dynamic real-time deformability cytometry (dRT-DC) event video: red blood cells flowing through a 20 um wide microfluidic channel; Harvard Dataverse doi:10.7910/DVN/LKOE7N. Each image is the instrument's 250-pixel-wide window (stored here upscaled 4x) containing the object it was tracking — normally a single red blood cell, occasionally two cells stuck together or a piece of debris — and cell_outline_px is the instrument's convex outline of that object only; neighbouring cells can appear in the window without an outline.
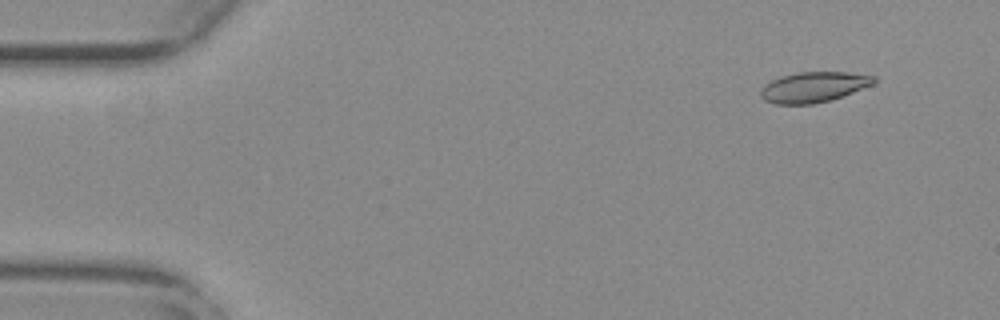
{"species": "common noctule bat (a hibernating species)", "species_latin": "Nyctalus noctula", "temperature_condition": "warm", "stored_images_in_passage": 55, "camera_frame_rate_fps": 3000, "um_per_image_px": 0.085, "animal": {"sex": "female", "body_mass_g": 29.2, "forearm_length_mm": 56.3}, "frame": {"image": 1, "passage_image": 5, "time_ms": 1.333, "image_size_px": [1000, 320], "cell_outline_px": [[876, 80], [872, 84], [852, 92], [828, 100], [812, 104], [776, 104], [764, 100], [760, 96], [760, 92], [764, 84], [780, 76], [796, 72], [848, 72], [876, 76]], "centroid_in_image_um": [69.11, 7.39], "position_along_channel_um": 15.9, "area_um2": 19.88}}
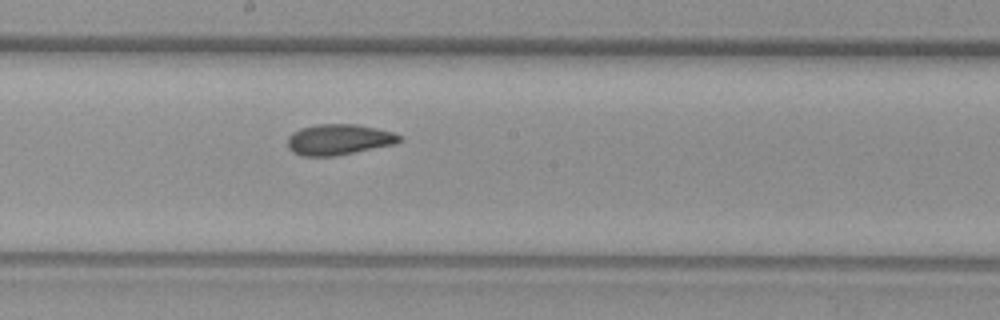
{"frame": {"image": 2, "passage_image": 30, "time_ms": 9.667, "image_size_px": [1000, 320], "cell_outline_px": [[404, 140], [396, 144], [332, 156], [300, 156], [292, 152], [288, 148], [288, 136], [292, 132], [300, 128], [316, 124], [356, 124], [376, 128], [392, 132], [400, 136]], "centroid_in_image_um": [28.78, 11.86], "position_along_channel_um": 219.4, "area_um2": 20.11}}
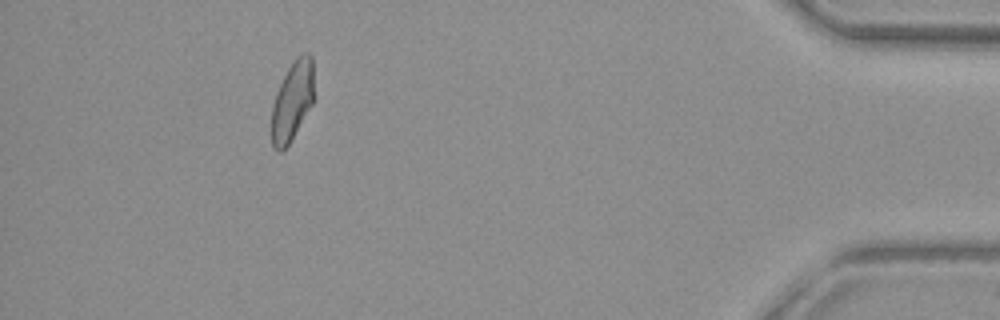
{"frame": {"image": 3, "passage_image": 50, "time_ms": 16.333, "image_size_px": [1000, 320], "cell_outline_px": [[312, 104], [288, 144], [280, 152], [272, 144], [272, 104], [276, 92], [288, 68], [296, 56], [300, 52], [308, 52], [312, 56]], "centroid_in_image_um": [24.83, 8.52], "position_along_channel_um": 410.4, "area_um2": 19.13}, "authors_computed_cell_mechanics": {"area_um2": 20.1722, "velocity_mm_per_s": 3.7925, "shape_relaxation_time_tau1_ms": null, "shape_relaxation_time_tau2_ms": 3.186, "deformation_change_tau1": null, "deformation_change_tau2": 0.087}}